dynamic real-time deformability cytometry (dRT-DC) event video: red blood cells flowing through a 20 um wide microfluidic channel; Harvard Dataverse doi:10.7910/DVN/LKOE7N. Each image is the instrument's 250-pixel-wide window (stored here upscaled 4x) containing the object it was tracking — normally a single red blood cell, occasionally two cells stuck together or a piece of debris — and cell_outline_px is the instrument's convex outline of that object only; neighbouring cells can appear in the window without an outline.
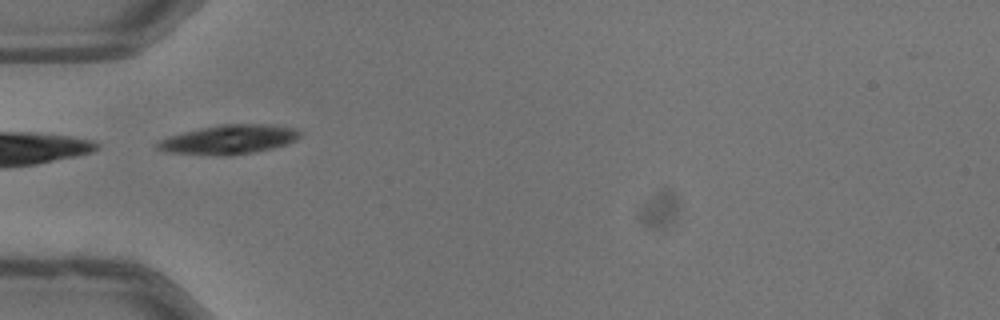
{"species": "common noctule bat (a hibernating species)", "species_latin": "Nyctalus noctula", "temperature_condition": "warm", "stored_images_in_passage": 36, "camera_frame_rate_fps": 3000, "um_per_image_px": 0.085, "animal": {"sex": "male", "body_mass_g": 13.3}, "frame": {"image": 1, "passage_image": 1, "time_ms": 0.0, "image_size_px": [1000, 320], "cell_outline_px": [[300, 136], [296, 140], [288, 144], [272, 148], [232, 156], [212, 156], [164, 152], [156, 148], [156, 144], [160, 140], [168, 136], [200, 128], [220, 124], [268, 124], [296, 128], [300, 132]], "centroid_in_image_um": [19.44, 11.87], "position_along_channel_um": 65.6, "area_um2": 24.57}}
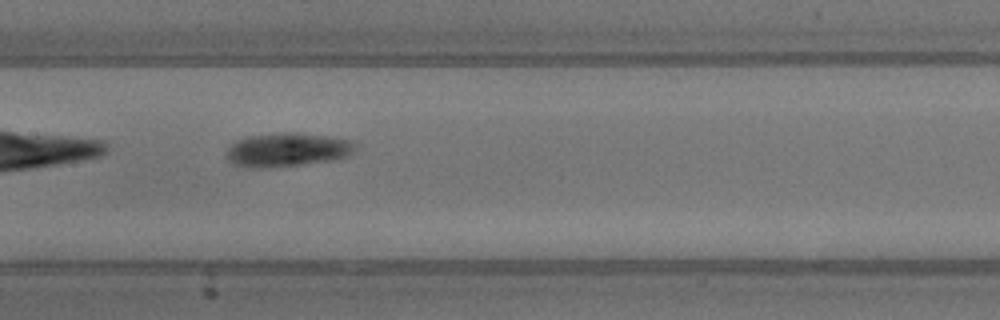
{"frame": {"image": 2, "passage_image": 10, "time_ms": 3.0, "image_size_px": [1000, 320], "cell_outline_px": [[356, 148], [348, 156], [332, 160], [304, 164], [260, 168], [244, 168], [232, 164], [224, 156], [228, 148], [236, 140], [248, 136], [284, 132], [296, 132], [328, 136], [352, 140], [356, 144]], "centroid_in_image_um": [24.39, 12.73], "position_along_channel_um": 183.0, "area_um2": 25.66}}
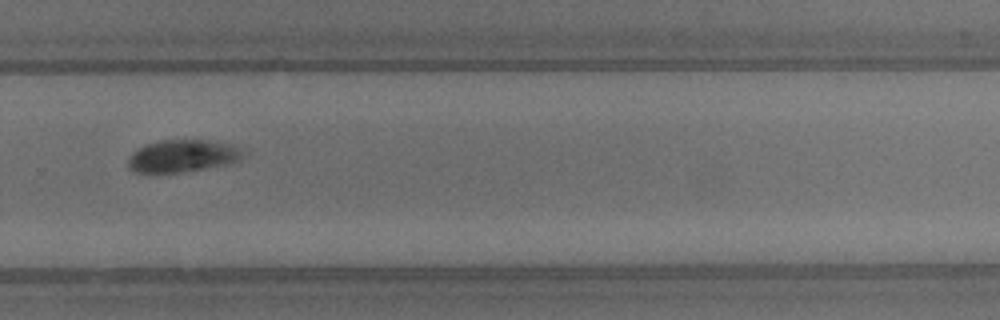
{"frame": {"image": 3, "passage_image": 20, "time_ms": 6.333, "image_size_px": [1000, 320], "cell_outline_px": [[244, 152], [240, 160], [228, 164], [180, 172], [132, 172], [128, 168], [128, 156], [132, 152], [148, 144], [160, 140], [208, 140], [232, 144], [240, 148]], "centroid_in_image_um": [15.51, 13.25], "position_along_channel_um": 314.3, "area_um2": 21.56}, "authors_computed_cell_mechanics": {"area_um2": 23.1778, "velocity_mm_per_s": 3.9503, "shape_relaxation_time_tau1_ms": 3.7943, "shape_relaxation_time_tau2_ms": 2.1066, "deformation_change_tau1": 0.1173, "deformation_change_tau2": 0.0601}}